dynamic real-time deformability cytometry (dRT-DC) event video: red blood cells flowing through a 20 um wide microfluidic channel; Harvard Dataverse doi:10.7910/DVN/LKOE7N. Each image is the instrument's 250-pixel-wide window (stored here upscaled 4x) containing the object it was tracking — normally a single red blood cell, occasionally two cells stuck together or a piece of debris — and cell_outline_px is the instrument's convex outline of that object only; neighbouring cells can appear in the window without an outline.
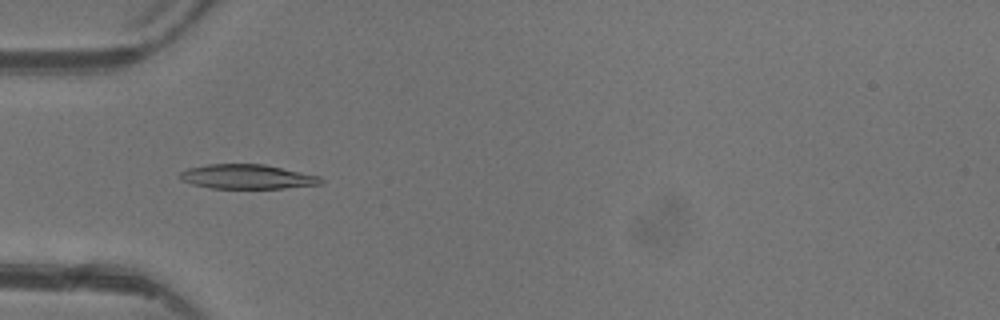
{"species": "common noctule bat (a hibernating species)", "species_latin": "Nyctalus noctula", "temperature_condition": "warm", "stored_images_in_passage": 5, "camera_frame_rate_fps": 3000, "um_per_image_px": 0.085, "animal": {"sex": "female"}, "frame": {"image": 1, "passage_image": 5, "time_ms": 4.667, "image_size_px": [1000, 320], "cell_outline_px": [[324, 184], [284, 188], [212, 188], [192, 184], [184, 180], [180, 176], [180, 172], [188, 168], [208, 164], [264, 164], [320, 176], [324, 180]], "centroid_in_image_um": [21.06, 15.02], "position_along_channel_um": 63.9, "area_um2": 20.0}}